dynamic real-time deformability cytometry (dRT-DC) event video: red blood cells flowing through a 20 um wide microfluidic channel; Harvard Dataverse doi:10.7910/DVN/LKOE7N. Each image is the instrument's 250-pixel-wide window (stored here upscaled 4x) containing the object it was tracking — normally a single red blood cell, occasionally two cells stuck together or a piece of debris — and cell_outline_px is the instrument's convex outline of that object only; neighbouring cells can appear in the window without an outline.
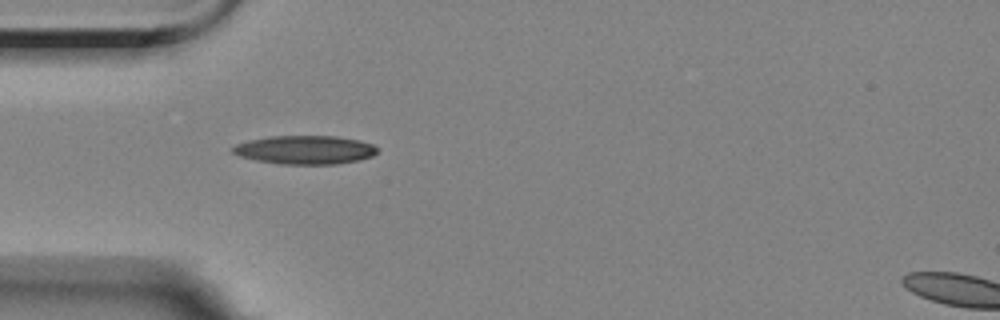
{"species": "Egyptian fruit bat (a non-hibernating species)", "species_latin": "Rousettus aegyptiacus", "temperature_condition": "room temperature", "stored_images_in_passage": 4, "segment_of_instrument_passage": [1, 2], "camera_frame_rate_fps": 3000, "um_per_image_px": 0.085, "animal": {"sex": "female"}, "frame": {"image": 1, "passage_image": 3, "time_ms": 3.667, "image_size_px": [1000, 320], "cell_outline_px": [[376, 152], [372, 156], [360, 160], [336, 164], [280, 164], [256, 160], [240, 156], [232, 152], [232, 148], [236, 144], [252, 140], [272, 136], [336, 136], [356, 140], [372, 144], [376, 148]], "centroid_in_image_um": [25.92, 12.74], "position_along_channel_um": 59.1, "area_um2": 23.81}}